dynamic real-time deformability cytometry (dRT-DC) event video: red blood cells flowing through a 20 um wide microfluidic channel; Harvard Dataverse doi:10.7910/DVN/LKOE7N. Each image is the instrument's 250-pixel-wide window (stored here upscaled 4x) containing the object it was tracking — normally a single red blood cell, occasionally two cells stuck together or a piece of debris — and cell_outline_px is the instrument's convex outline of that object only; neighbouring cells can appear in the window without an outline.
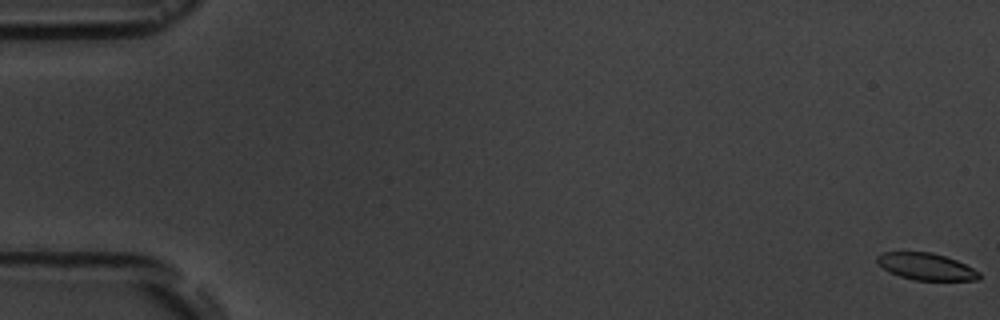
{"species": "common noctule bat (a hibernating species)", "species_latin": "Nyctalus noctula", "temperature_condition": "room temperature", "stored_images_in_passage": 7, "camera_frame_rate_fps": 3000, "um_per_image_px": 0.085, "animal": {"sex": "male", "body_mass_g": 19.5, "forearm_length_mm": 54.6}, "frame": {"image": 1, "passage_image": 1, "time_ms": 0.0, "image_size_px": [1000, 320], "cell_outline_px": [[980, 280], [916, 280], [900, 276], [884, 268], [876, 260], [876, 256], [884, 252], [932, 252], [956, 260], [980, 272]], "centroid_in_image_um": [78.75, 22.65], "position_along_channel_um": 6.3, "area_um2": 15.72}}